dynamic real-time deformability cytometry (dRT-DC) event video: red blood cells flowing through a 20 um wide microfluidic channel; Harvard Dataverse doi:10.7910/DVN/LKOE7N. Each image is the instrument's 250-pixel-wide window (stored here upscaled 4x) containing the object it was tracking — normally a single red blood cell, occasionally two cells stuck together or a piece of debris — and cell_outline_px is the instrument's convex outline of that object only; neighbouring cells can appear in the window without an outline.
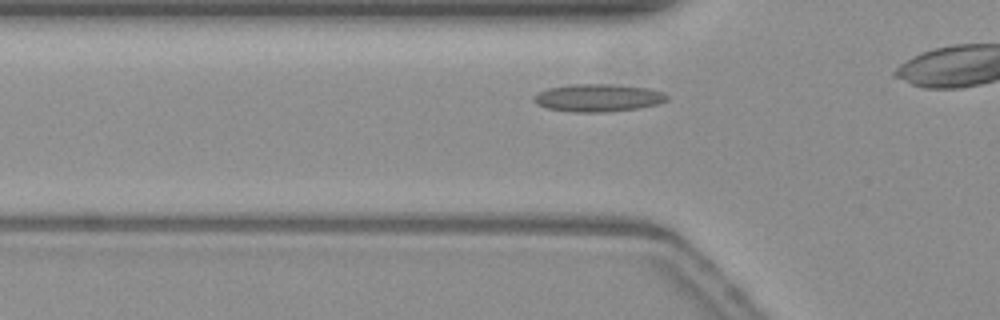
{"species": "common noctule bat (a hibernating species)", "species_latin": "Nyctalus noctula", "temperature_condition": "warm", "stored_images_in_passage": 31, "camera_frame_rate_fps": 3000, "um_per_image_px": 0.085, "animal": {"sex": "female", "body_mass_g": 19.3, "forearm_length_mm": 54.1}, "frame": {"image": 1, "passage_image": 6, "time_ms": 1.667, "image_size_px": [1000, 320], "cell_outline_px": [[668, 100], [656, 104], [640, 108], [604, 112], [572, 112], [544, 108], [536, 104], [532, 100], [532, 96], [536, 92], [548, 88], [572, 84], [612, 84], [648, 88], [664, 92], [668, 96]], "centroid_in_image_um": [50.78, 8.31], "position_along_channel_um": 75.0, "area_um2": 21.73}}
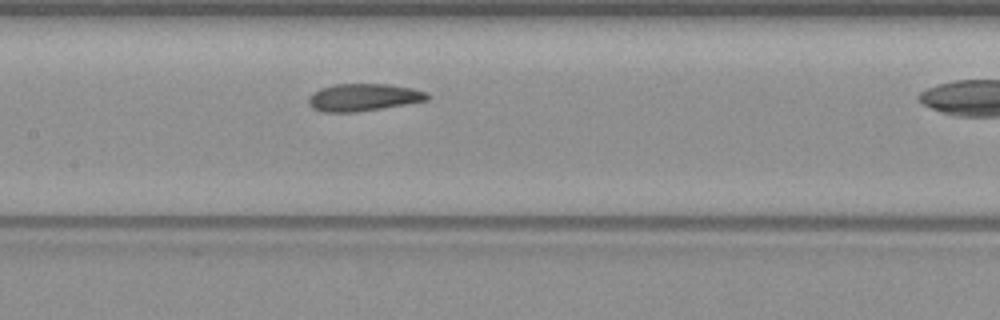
{"frame": {"image": 2, "passage_image": 14, "time_ms": 4.333, "image_size_px": [1000, 320], "cell_outline_px": [[428, 100], [356, 112], [324, 112], [312, 108], [308, 100], [308, 96], [312, 92], [320, 88], [332, 84], [388, 84], [412, 88], [428, 92]], "centroid_in_image_um": [30.85, 8.26], "position_along_channel_um": 176.6, "area_um2": 18.9}}
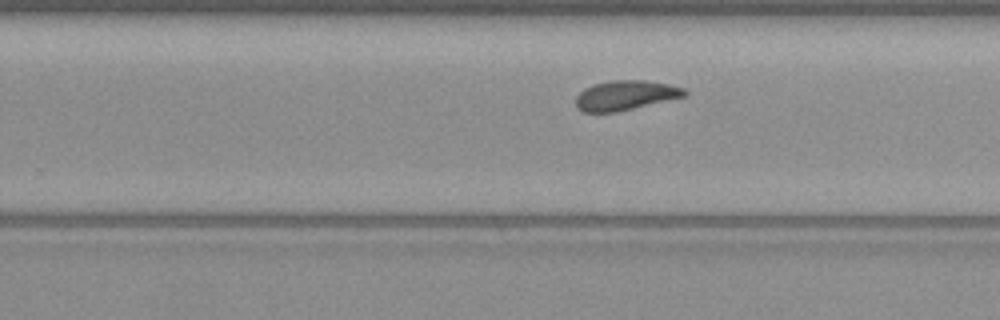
{"frame": {"image": 3, "passage_image": 22, "time_ms": 7.0, "image_size_px": [1000, 320], "cell_outline_px": [[688, 92], [684, 96], [616, 112], [584, 112], [576, 104], [576, 96], [584, 88], [592, 84], [612, 80], [644, 80], [668, 84], [684, 88]], "centroid_in_image_um": [53.14, 8.09], "position_along_channel_um": 276.7, "area_um2": 18.55}}